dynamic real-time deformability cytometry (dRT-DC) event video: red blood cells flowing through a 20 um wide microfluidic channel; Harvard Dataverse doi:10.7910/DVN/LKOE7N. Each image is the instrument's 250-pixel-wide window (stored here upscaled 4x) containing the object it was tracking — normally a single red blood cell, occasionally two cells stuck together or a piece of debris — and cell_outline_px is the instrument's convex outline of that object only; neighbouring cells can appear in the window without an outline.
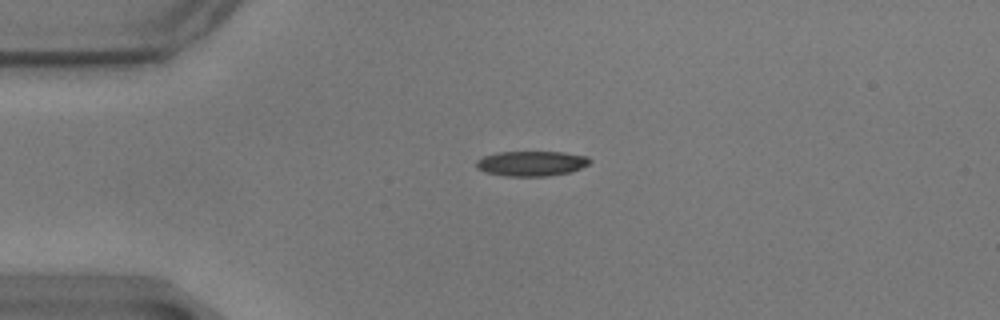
{"species": "common noctule bat (a hibernating species)", "species_latin": "Nyctalus noctula", "temperature_condition": "warm", "stored_images_in_passage": 46, "camera_frame_rate_fps": 3000, "um_per_image_px": 0.085, "animal": {"sex": "male", "body_mass_g": 17.9}, "frame": {"image": 1, "passage_image": 2, "time_ms": 0.333, "image_size_px": [1000, 320], "cell_outline_px": [[592, 160], [588, 164], [580, 168], [568, 172], [548, 176], [504, 176], [484, 172], [476, 168], [476, 160], [484, 156], [496, 152], [564, 152], [588, 156]], "centroid_in_image_um": [45.14, 13.89], "position_along_channel_um": 39.9, "area_um2": 16.65}}
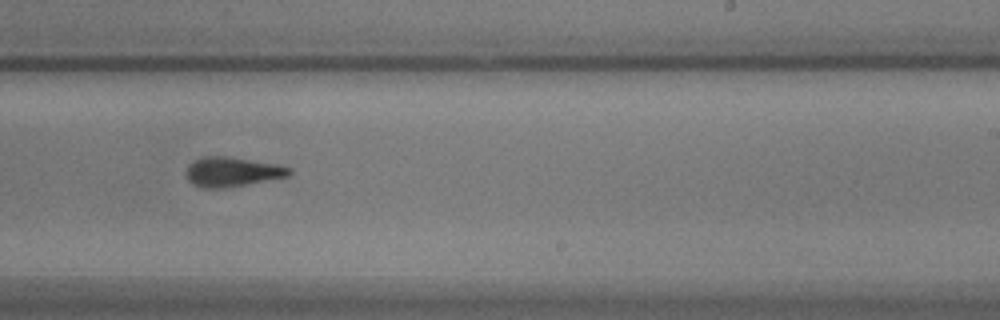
{"frame": {"image": 2, "passage_image": 24, "time_ms": 7.667, "image_size_px": [1000, 320], "cell_outline_px": [[292, 172], [288, 176], [224, 188], [200, 188], [192, 184], [188, 180], [188, 164], [200, 156], [228, 156], [280, 164], [292, 168]], "centroid_in_image_um": [19.74, 14.59], "position_along_channel_um": 269.3, "area_um2": 17.86}}
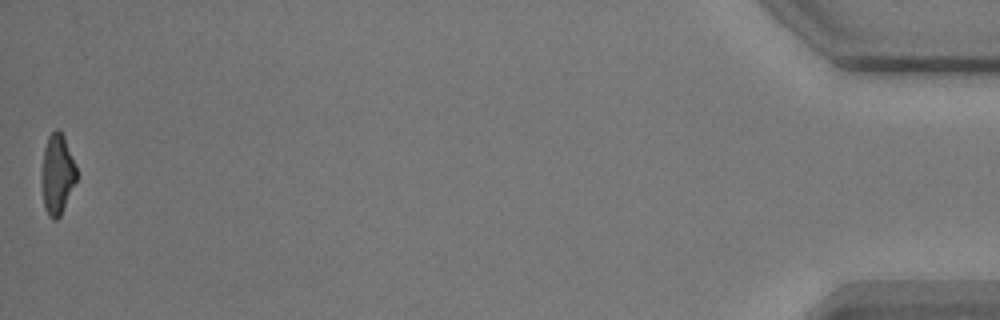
{"frame": {"image": 3, "passage_image": 46, "time_ms": 15.0, "image_size_px": [1000, 320], "cell_outline_px": [[76, 180], [60, 216], [56, 220], [52, 220], [48, 216], [44, 208], [40, 172], [44, 148], [48, 136], [56, 128], [64, 136], [76, 168]], "centroid_in_image_um": [4.82, 14.83], "position_along_channel_um": 430.4, "area_um2": 16.3}, "authors_computed_cell_mechanics": {"area_um2": 17.7157, "velocity_mm_per_s": 3.4985, "shape_relaxation_time_tau1_ms": 5.7351, "shape_relaxation_time_tau2_ms": 3.0253, "deformation_change_tau1": 0.1774, "deformation_change_tau2": 0.1108}}